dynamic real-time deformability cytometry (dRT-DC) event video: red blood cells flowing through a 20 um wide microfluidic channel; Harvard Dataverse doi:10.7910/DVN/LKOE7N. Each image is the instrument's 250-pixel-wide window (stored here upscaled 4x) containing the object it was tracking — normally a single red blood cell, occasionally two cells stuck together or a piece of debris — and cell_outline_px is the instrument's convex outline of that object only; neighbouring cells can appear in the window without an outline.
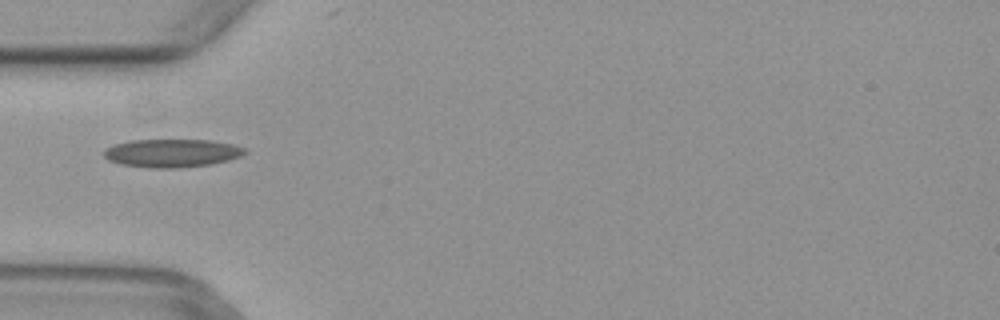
{"species": "common noctule bat (a hibernating species)", "species_latin": "Nyctalus noctula", "temperature_condition": "warm", "stored_images_in_passage": 3, "camera_frame_rate_fps": 3000, "um_per_image_px": 0.085, "animal": {"sex": "female", "body_mass_g": 29.2, "forearm_length_mm": 56.3}, "frame": {"image": 1, "passage_image": 2, "time_ms": 0.333, "image_size_px": [1000, 320], "cell_outline_px": [[248, 152], [240, 156], [228, 160], [208, 164], [176, 168], [152, 168], [120, 164], [108, 160], [104, 156], [104, 148], [128, 140], [212, 140], [232, 144], [244, 148]], "centroid_in_image_um": [14.58, 13.01], "position_along_channel_um": 70.4, "area_um2": 23.06}}
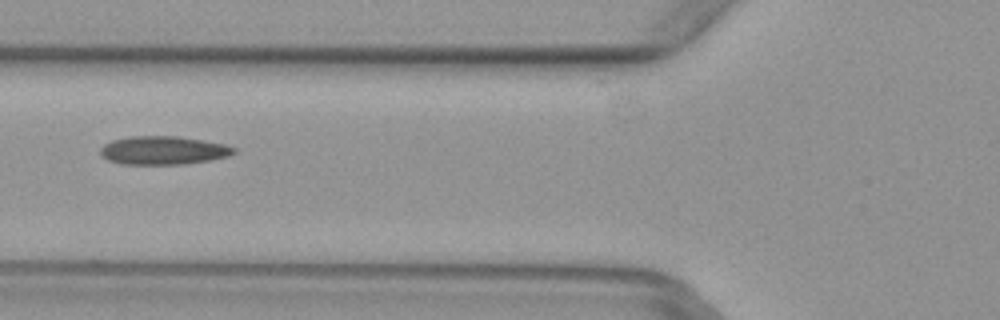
{"frame": {"image": 2, "passage_image": 3, "time_ms": 0.667, "image_size_px": [1000, 320], "cell_outline_px": [[236, 152], [228, 156], [208, 160], [184, 164], [120, 164], [108, 160], [100, 156], [100, 148], [104, 144], [112, 140], [128, 136], [176, 136], [224, 144], [236, 148]], "centroid_in_image_um": [13.82, 12.78], "position_along_channel_um": 112.0, "area_um2": 22.08}}